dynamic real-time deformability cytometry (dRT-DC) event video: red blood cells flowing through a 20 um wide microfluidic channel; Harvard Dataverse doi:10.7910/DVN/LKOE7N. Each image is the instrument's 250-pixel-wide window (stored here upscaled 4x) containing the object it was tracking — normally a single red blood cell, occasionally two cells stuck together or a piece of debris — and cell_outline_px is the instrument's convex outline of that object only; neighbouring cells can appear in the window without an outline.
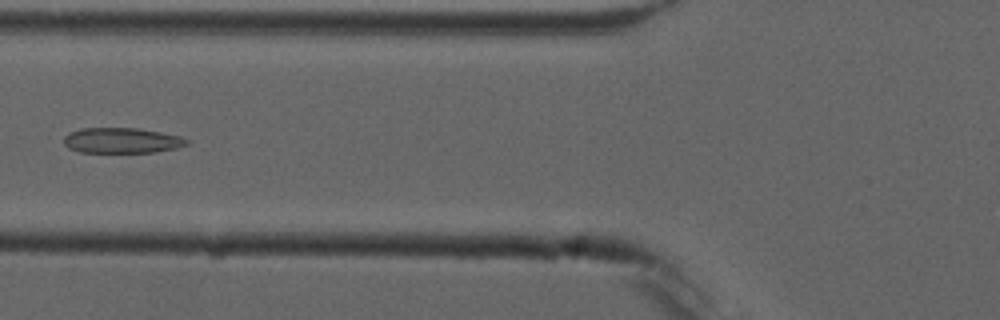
{"species": "common noctule bat (a hibernating species)", "species_latin": "Nyctalus noctula", "temperature_condition": "cold", "stored_images_in_passage": 4, "camera_frame_rate_fps": 3000, "um_per_image_px": 0.085, "animal": {"sex": "male", "forearm_length_mm": 52.5}, "frame": {"image": 1, "passage_image": 4, "time_ms": 4.333, "image_size_px": [1000, 320], "cell_outline_px": [[188, 144], [176, 148], [156, 152], [80, 152], [68, 148], [64, 144], [64, 136], [68, 132], [80, 128], [136, 128], [160, 132], [180, 136], [188, 140]], "centroid_in_image_um": [10.32, 11.94], "position_along_channel_um": 115.5, "area_um2": 18.21}}